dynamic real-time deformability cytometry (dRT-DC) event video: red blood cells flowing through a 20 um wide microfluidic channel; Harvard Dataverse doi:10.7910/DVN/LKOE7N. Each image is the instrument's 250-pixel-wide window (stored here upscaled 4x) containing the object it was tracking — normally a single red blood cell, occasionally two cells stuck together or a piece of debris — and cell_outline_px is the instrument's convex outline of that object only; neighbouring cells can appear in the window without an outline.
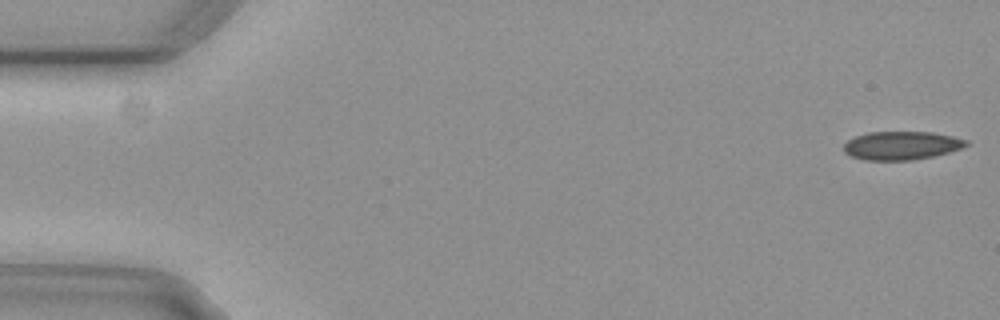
{"species": "common noctule bat (a hibernating species)", "species_latin": "Nyctalus noctula", "temperature_condition": "cold", "stored_images_in_passage": 56, "camera_frame_rate_fps": 3000, "um_per_image_px": 0.085, "animal": {"sex": "female", "body_mass_g": 29.2, "forearm_length_mm": 56.3}, "frame": {"image": 1, "passage_image": 1, "time_ms": 0.0, "image_size_px": [1000, 320], "cell_outline_px": [[972, 144], [964, 148], [932, 156], [912, 160], [864, 160], [852, 156], [844, 152], [844, 144], [848, 140], [856, 136], [868, 132], [932, 132], [952, 136], [968, 140]], "centroid_in_image_um": [76.67, 12.36], "position_along_channel_um": 8.3, "area_um2": 20.35}}
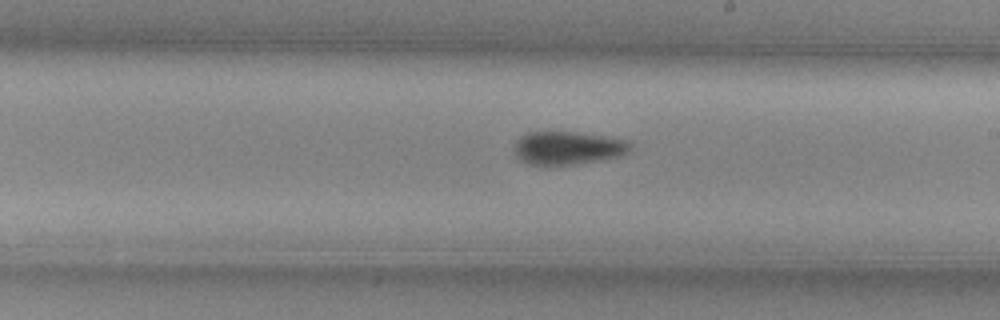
{"frame": {"image": 2, "passage_image": 31, "time_ms": 10.0, "image_size_px": [1000, 320], "cell_outline_px": [[632, 140], [628, 152], [620, 156], [600, 160], [548, 168], [544, 168], [528, 164], [520, 160], [516, 156], [516, 140], [520, 136], [528, 132], [572, 132], [604, 136]], "centroid_in_image_um": [48.24, 12.61], "position_along_channel_um": 240.8, "area_um2": 22.95}}
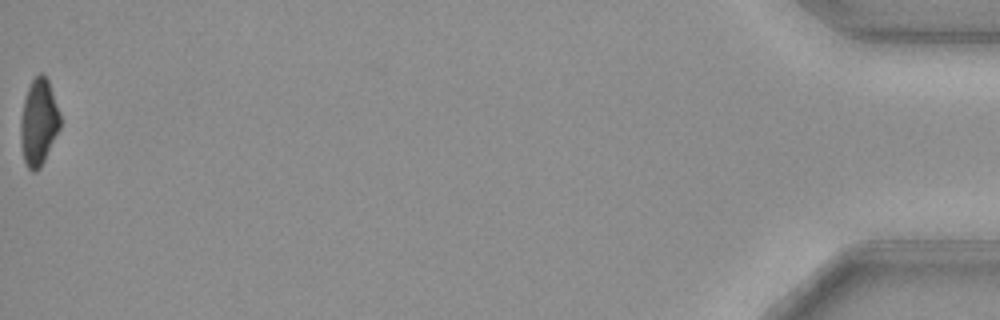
{"frame": {"image": 3, "passage_image": 55, "time_ms": 18.0, "image_size_px": [1000, 320], "cell_outline_px": [[60, 128], [40, 168], [36, 172], [32, 172], [28, 168], [24, 160], [20, 140], [20, 120], [24, 100], [28, 88], [32, 80], [40, 72], [48, 80], [60, 112]], "centroid_in_image_um": [3.28, 10.4], "position_along_channel_um": 431.9, "area_um2": 19.83}}